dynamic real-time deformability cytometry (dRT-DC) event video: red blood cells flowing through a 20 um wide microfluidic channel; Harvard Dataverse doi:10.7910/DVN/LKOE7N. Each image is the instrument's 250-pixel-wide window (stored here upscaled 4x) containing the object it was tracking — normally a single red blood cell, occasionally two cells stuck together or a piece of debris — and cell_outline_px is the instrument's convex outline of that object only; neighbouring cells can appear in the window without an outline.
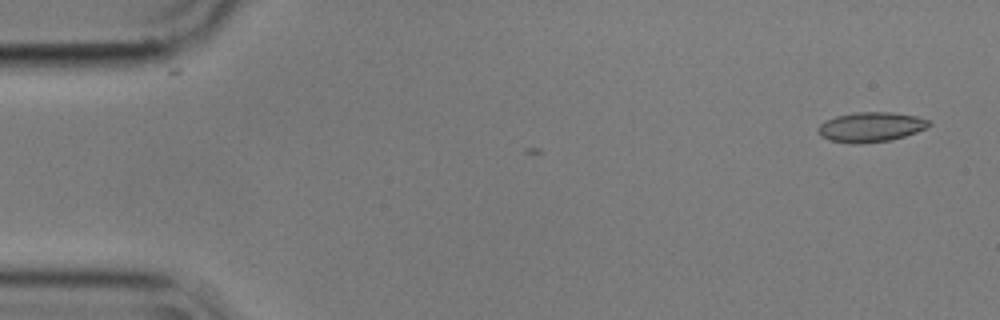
{"species": "common noctule bat (a hibernating species)", "species_latin": "Nyctalus noctula", "temperature_condition": "cold", "stored_images_in_passage": 3, "camera_frame_rate_fps": 3000, "um_per_image_px": 0.085, "animal": {"sex": "male", "body_mass_g": 17.9}, "frame": {"image": 1, "passage_image": 1, "time_ms": 0.0, "image_size_px": [1000, 320], "cell_outline_px": [[932, 124], [916, 132], [892, 140], [860, 144], [856, 144], [828, 140], [820, 136], [816, 128], [820, 124], [836, 116], [856, 112], [892, 112], [916, 116], [928, 120]], "centroid_in_image_um": [73.99, 10.8], "position_along_channel_um": 11.0, "area_um2": 19.25}}